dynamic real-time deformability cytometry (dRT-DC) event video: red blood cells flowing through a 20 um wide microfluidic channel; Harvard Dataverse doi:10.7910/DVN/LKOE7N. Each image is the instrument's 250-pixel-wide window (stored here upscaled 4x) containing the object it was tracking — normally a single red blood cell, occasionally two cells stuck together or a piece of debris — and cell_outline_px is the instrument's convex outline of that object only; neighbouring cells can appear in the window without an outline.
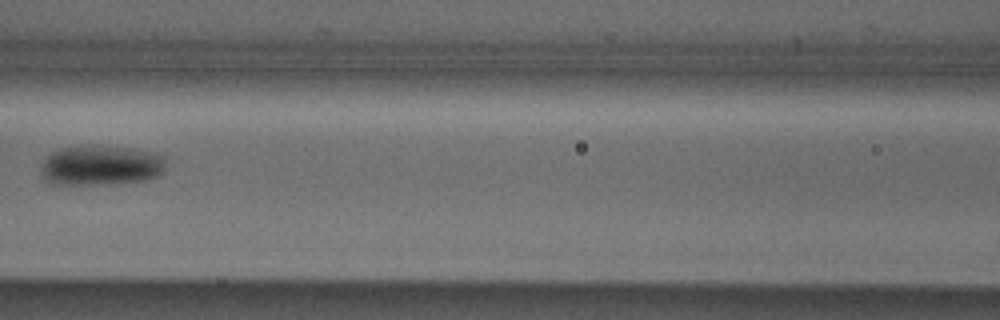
{"species": "Egyptian fruit bat (a non-hibernating species)", "species_latin": "Rousettus aegyptiacus", "temperature_condition": "cold", "stored_images_in_passage": 5, "camera_frame_rate_fps": 3000, "um_per_image_px": 0.085, "animal": {"sex": "male"}, "frame": {"image": 1, "passage_image": 4, "time_ms": 1.0, "image_size_px": [1000, 320], "cell_outline_px": [[164, 168], [160, 176], [144, 180], [108, 184], [48, 184], [44, 180], [40, 172], [44, 160], [52, 152], [60, 148], [80, 144], [88, 144], [132, 148], [164, 156]], "centroid_in_image_um": [8.52, 14.04], "position_along_channel_um": 158.1, "area_um2": 29.54}}
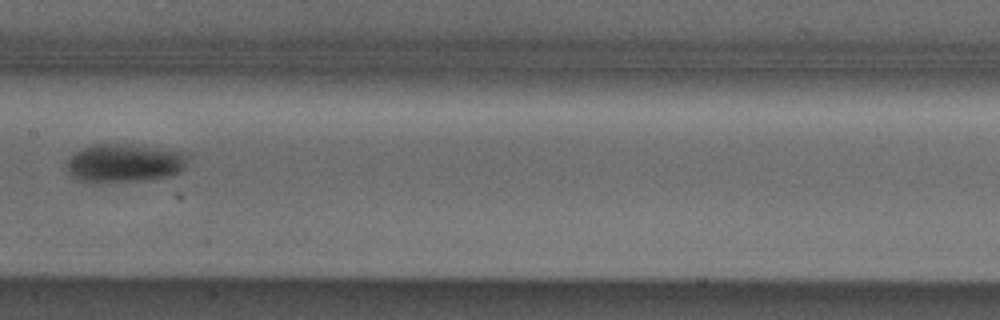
{"frame": {"image": 2, "passage_image": 5, "time_ms": 1.333, "image_size_px": [1000, 320], "cell_outline_px": [[188, 160], [184, 168], [180, 172], [172, 176], [152, 180], [96, 184], [92, 184], [76, 180], [68, 172], [64, 164], [76, 152], [92, 144], [120, 144], [188, 152]], "centroid_in_image_um": [10.56, 13.91], "position_along_channel_um": 196.8, "area_um2": 27.8}}